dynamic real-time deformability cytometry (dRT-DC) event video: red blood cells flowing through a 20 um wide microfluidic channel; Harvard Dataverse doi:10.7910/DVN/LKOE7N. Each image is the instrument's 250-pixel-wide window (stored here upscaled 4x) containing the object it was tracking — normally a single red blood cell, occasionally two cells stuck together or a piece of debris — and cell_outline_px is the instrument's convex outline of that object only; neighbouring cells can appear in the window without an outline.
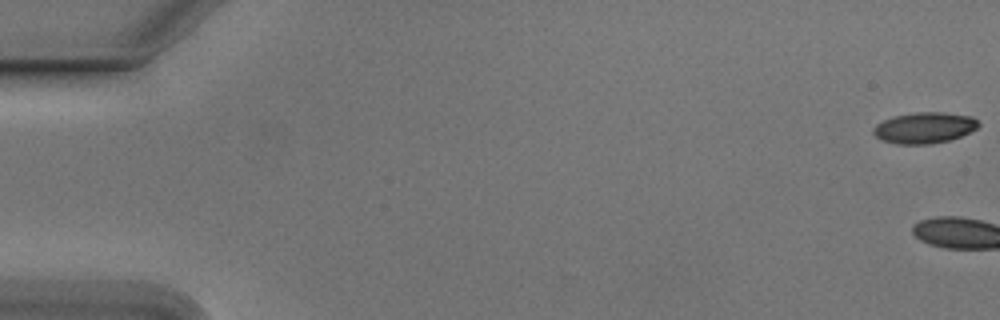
{"species": "Egyptian fruit bat (a non-hibernating species)", "species_latin": "Rousettus aegyptiacus", "temperature_condition": "cold", "stored_images_in_passage": 3, "camera_frame_rate_fps": 3000, "um_per_image_px": 0.085, "animal": {"sex": "male"}, "frame": {"image": 1, "passage_image": 1, "time_ms": 0.0, "image_size_px": [1000, 320], "cell_outline_px": [[980, 124], [976, 128], [960, 136], [948, 140], [932, 144], [896, 144], [880, 140], [872, 132], [872, 128], [876, 124], [892, 116], [916, 112], [944, 112], [972, 116]], "centroid_in_image_um": [78.53, 10.86], "position_along_channel_um": 6.5, "area_um2": 19.07}}